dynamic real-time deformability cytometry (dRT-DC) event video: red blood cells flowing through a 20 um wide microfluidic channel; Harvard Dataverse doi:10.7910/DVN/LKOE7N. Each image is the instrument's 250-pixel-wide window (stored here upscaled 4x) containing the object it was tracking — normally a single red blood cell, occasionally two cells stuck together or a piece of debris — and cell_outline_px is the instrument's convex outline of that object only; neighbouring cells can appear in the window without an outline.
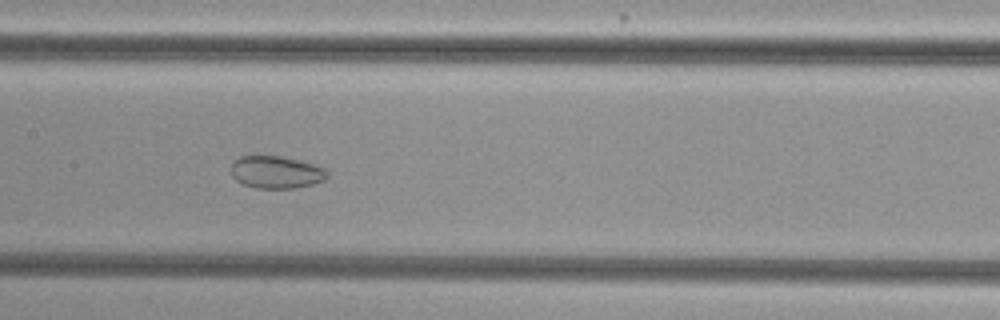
{"species": "common noctule bat (a hibernating species)", "species_latin": "Nyctalus noctula", "temperature_condition": "cold", "stored_images_in_passage": 49, "camera_frame_rate_fps": 3000, "um_per_image_px": 0.085, "animal": {"sex": "female", "body_mass_g": 29.2, "forearm_length_mm": 56.3}, "frame": {"image": 1, "passage_image": 21, "time_ms": 6.667, "image_size_px": [1000, 320], "cell_outline_px": [[328, 176], [324, 180], [312, 184], [296, 188], [256, 188], [244, 184], [236, 180], [232, 176], [232, 160], [240, 156], [280, 156], [300, 160], [324, 168], [328, 172]], "centroid_in_image_um": [23.47, 14.63], "position_along_channel_um": 183.9, "area_um2": 18.15}}
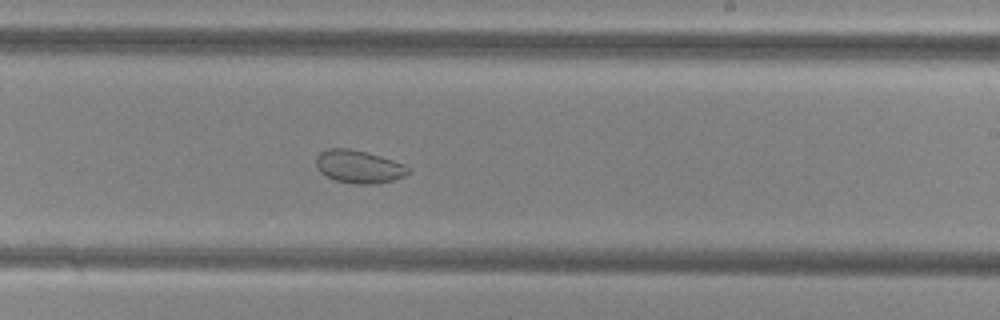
{"frame": {"image": 2, "passage_image": 27, "time_ms": 8.667, "image_size_px": [1000, 320], "cell_outline_px": [[412, 172], [404, 176], [392, 180], [376, 184], [356, 184], [336, 180], [320, 172], [316, 164], [316, 160], [320, 152], [332, 148], [348, 148], [380, 156], [404, 164], [412, 168]], "centroid_in_image_um": [30.55, 14.17], "position_along_channel_um": 258.5, "area_um2": 17.51}}
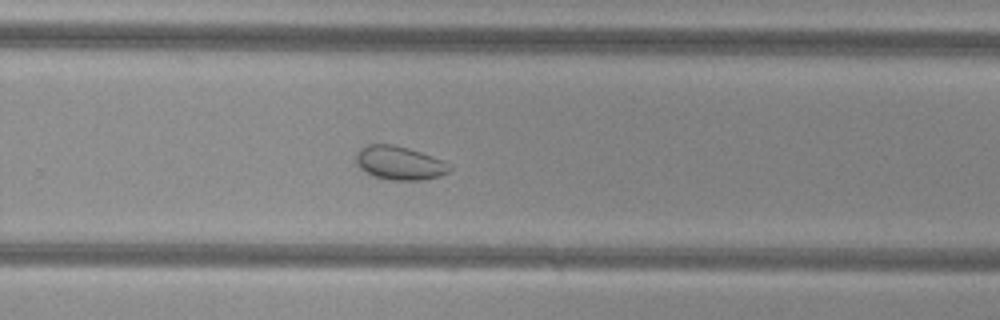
{"frame": {"image": 3, "passage_image": 30, "time_ms": 9.667, "image_size_px": [1000, 320], "cell_outline_px": [[452, 168], [448, 172], [440, 176], [424, 180], [392, 180], [372, 176], [360, 168], [356, 164], [356, 152], [360, 148], [368, 144], [392, 144], [408, 148], [432, 156], [452, 164]], "centroid_in_image_um": [33.96, 13.86], "position_along_channel_um": 295.8, "area_um2": 18.5}, "authors_computed_cell_mechanics": {"area_um2": 24.7384, "velocity_mm_per_s": 3.7378, "shape_relaxation_time_tau1_ms": null, "shape_relaxation_time_tau2_ms": 2.6409, "deformation_change_tau1": null, "deformation_change_tau2": 0.0626}}